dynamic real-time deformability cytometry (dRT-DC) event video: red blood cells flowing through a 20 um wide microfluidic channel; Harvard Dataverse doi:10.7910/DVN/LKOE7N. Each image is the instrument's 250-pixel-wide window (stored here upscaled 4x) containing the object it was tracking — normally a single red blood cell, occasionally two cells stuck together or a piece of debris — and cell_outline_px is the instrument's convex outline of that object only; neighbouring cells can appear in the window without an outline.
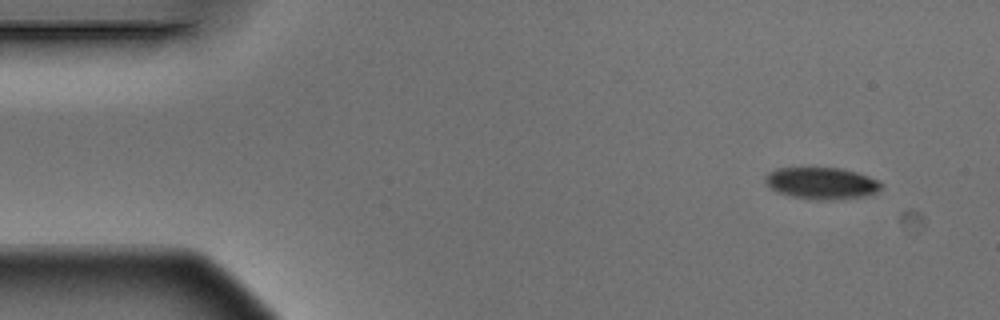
{"species": "Egyptian fruit bat (a non-hibernating species)", "species_latin": "Rousettus aegyptiacus", "temperature_condition": "warm", "stored_images_in_passage": 4, "camera_frame_rate_fps": 3000, "um_per_image_px": 0.085, "animal": {"sex": "male"}, "frame": {"image": 1, "passage_image": 1, "time_ms": 0.0, "image_size_px": [1000, 320], "cell_outline_px": [[884, 184], [876, 192], [860, 196], [792, 196], [776, 192], [764, 180], [764, 176], [768, 172], [776, 168], [840, 168], [856, 172], [868, 176]], "centroid_in_image_um": [69.77, 15.49], "position_along_channel_um": 15.2, "area_um2": 20.06}}
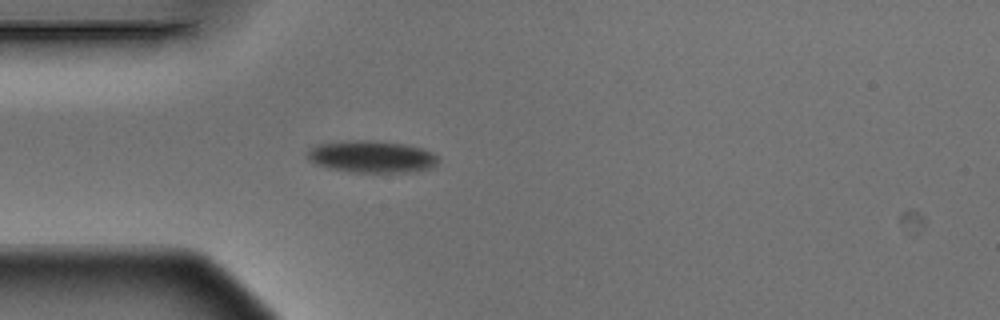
{"frame": {"image": 2, "passage_image": 4, "time_ms": 1.0, "image_size_px": [1000, 320], "cell_outline_px": [[440, 160], [432, 168], [416, 172], [352, 172], [328, 168], [316, 164], [308, 160], [308, 152], [312, 148], [320, 144], [344, 140], [372, 140], [408, 144], [424, 148], [440, 156]], "centroid_in_image_um": [31.68, 13.31], "position_along_channel_um": 53.3, "area_um2": 24.8}}